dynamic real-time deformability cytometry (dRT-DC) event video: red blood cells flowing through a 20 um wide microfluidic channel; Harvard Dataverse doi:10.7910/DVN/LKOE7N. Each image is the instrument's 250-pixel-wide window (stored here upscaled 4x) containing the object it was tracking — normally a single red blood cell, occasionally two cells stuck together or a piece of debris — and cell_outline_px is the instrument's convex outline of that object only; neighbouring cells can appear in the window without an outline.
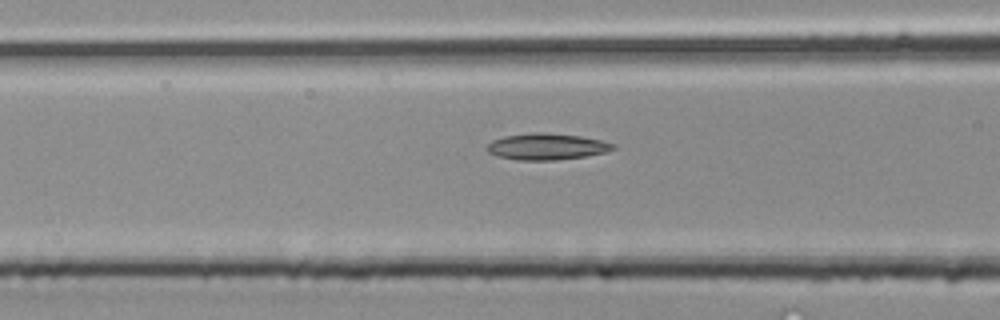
{"species": "common noctule bat (a hibernating species)", "species_latin": "Nyctalus noctula", "temperature_condition": "room temperature", "stored_images_in_passage": 30, "camera_frame_rate_fps": 3000, "um_per_image_px": 0.085, "animal": {"sex": "male", "body_mass_g": 20.4}, "frame": {"image": 1, "passage_image": 6, "time_ms": 1.667, "image_size_px": [1000, 320], "cell_outline_px": [[616, 148], [604, 152], [584, 156], [556, 160], [516, 160], [496, 156], [488, 152], [484, 148], [492, 140], [504, 136], [528, 132], [540, 132], [580, 136], [600, 140], [616, 144]], "centroid_in_image_um": [46.41, 12.45], "position_along_channel_um": 120.2, "area_um2": 19.48}}
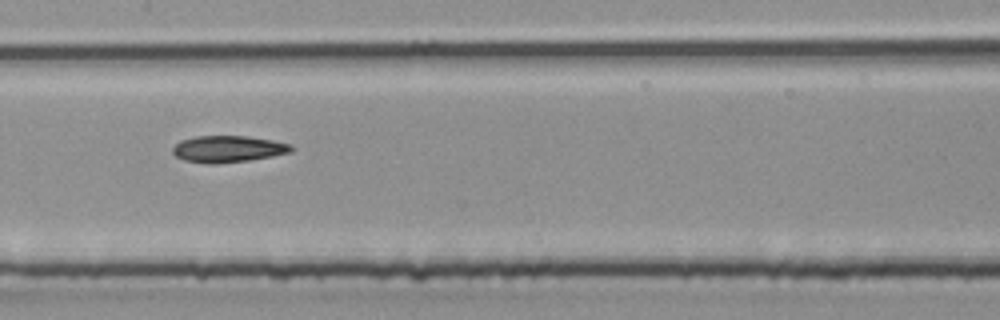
{"frame": {"image": 2, "passage_image": 10, "time_ms": 3.0, "image_size_px": [1000, 320], "cell_outline_px": [[296, 148], [292, 152], [272, 156], [248, 160], [208, 164], [184, 160], [176, 156], [172, 152], [172, 148], [180, 140], [196, 136], [248, 136], [272, 140], [292, 144]], "centroid_in_image_um": [19.41, 12.65], "position_along_channel_um": 188.0, "area_um2": 18.44}}
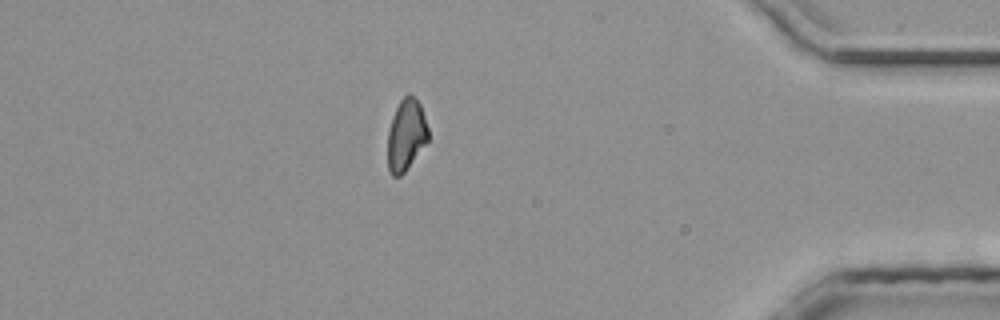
{"frame": {"image": 3, "passage_image": 25, "time_ms": 8.0, "image_size_px": [1000, 320], "cell_outline_px": [[428, 140], [404, 172], [400, 176], [392, 176], [388, 172], [388, 128], [392, 116], [400, 100], [408, 92], [420, 104], [428, 128]], "centroid_in_image_um": [34.5, 11.47], "position_along_channel_um": 400.7, "area_um2": 16.76}}